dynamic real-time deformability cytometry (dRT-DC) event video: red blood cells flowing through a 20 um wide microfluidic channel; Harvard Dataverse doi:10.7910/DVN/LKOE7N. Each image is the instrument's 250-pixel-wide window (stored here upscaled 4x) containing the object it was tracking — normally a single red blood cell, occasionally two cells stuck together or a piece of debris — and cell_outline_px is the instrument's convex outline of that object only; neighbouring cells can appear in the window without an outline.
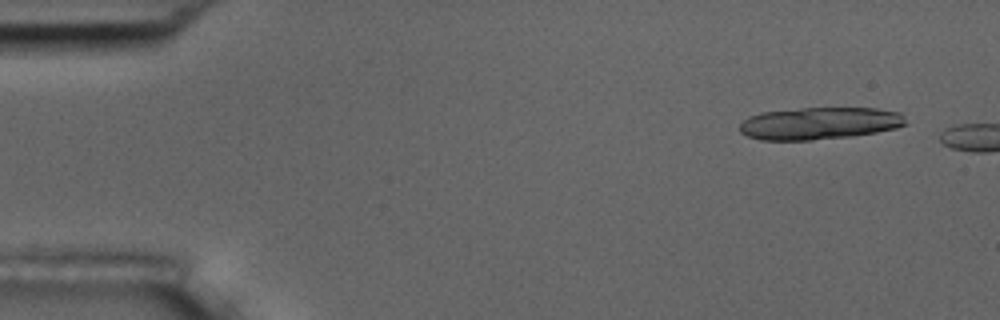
{"species": "common noctule bat (a hibernating species)", "species_latin": "Nyctalus noctula", "temperature_condition": "room temperature", "stored_images_in_passage": 2, "camera_frame_rate_fps": 3000, "um_per_image_px": 0.085, "animal": {"sex": "male", "body_mass_g": 17.5, "forearm_length_mm": 52.3}, "frame": {"image": 1, "passage_image": 1, "time_ms": 0.0, "image_size_px": [1000, 320], "cell_outline_px": [[908, 124], [896, 128], [876, 132], [852, 136], [812, 140], [760, 140], [748, 136], [740, 132], [740, 124], [748, 116], [760, 112], [800, 108], [876, 108], [900, 112], [904, 116]], "centroid_in_image_um": [69.66, 10.48], "position_along_channel_um": 15.3, "area_um2": 31.39}}